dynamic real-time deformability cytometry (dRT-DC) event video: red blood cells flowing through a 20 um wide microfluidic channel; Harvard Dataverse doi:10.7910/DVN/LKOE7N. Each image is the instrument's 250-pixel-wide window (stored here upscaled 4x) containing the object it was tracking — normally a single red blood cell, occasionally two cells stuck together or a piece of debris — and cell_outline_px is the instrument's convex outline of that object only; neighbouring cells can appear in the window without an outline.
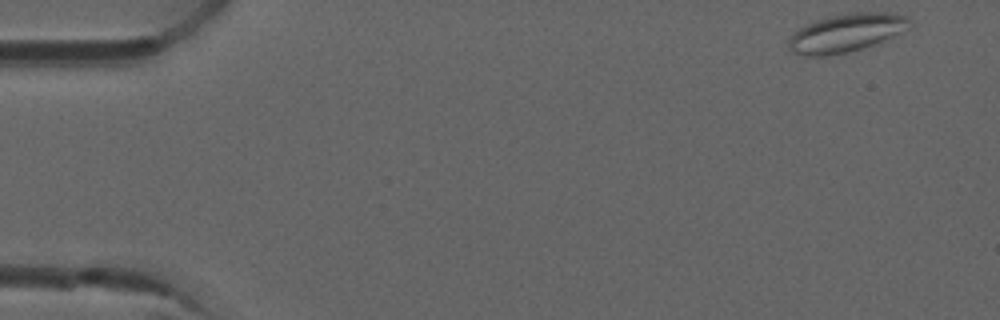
{"species": "common noctule bat (a hibernating species)", "species_latin": "Nyctalus noctula", "temperature_condition": "room temperature", "stored_images_in_passage": 8, "camera_frame_rate_fps": 3000, "um_per_image_px": 0.085, "animal": {"sex": "male", "forearm_length_mm": 52.5}, "frame": {"image": 1, "passage_image": 1, "time_ms": 0.0, "image_size_px": [1000, 320], "cell_outline_px": [[912, 24], [908, 28], [900, 32], [872, 44], [848, 52], [828, 56], [804, 56], [792, 52], [788, 48], [788, 40], [800, 28], [816, 20], [828, 16], [852, 12], [892, 12], [908, 16], [912, 20]], "centroid_in_image_um": [71.93, 2.78], "position_along_channel_um": 13.1, "area_um2": 26.82}}